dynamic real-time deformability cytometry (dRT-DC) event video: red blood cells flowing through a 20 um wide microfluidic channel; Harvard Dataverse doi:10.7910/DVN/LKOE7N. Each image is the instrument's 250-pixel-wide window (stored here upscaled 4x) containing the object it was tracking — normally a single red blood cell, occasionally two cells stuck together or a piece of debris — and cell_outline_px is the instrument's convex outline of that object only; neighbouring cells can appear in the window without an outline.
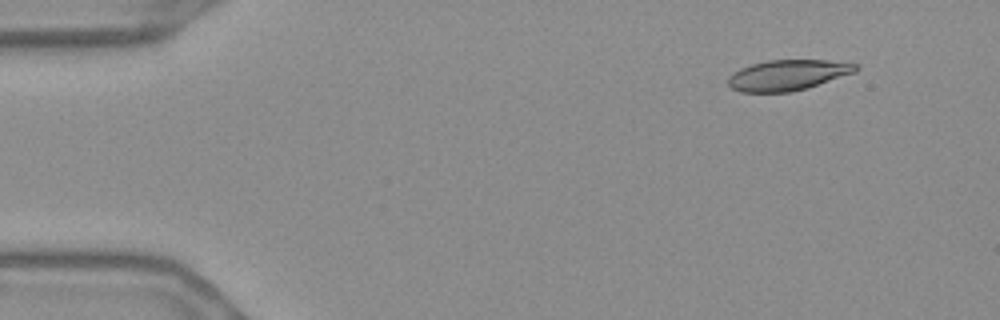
{"species": "Egyptian fruit bat (a non-hibernating species)", "species_latin": "Rousettus aegyptiacus", "temperature_condition": "warm", "stored_images_in_passage": 56, "camera_frame_rate_fps": 3000, "um_per_image_px": 0.085, "frame": {"image": 1, "passage_image": 6, "time_ms": 1.667, "image_size_px": [1000, 320], "cell_outline_px": [[860, 68], [856, 72], [808, 88], [792, 92], [740, 92], [732, 88], [728, 84], [728, 76], [732, 72], [740, 68], [752, 64], [768, 60], [828, 60], [860, 64]], "centroid_in_image_um": [66.98, 6.38], "position_along_channel_um": 18.0, "area_um2": 23.0}}
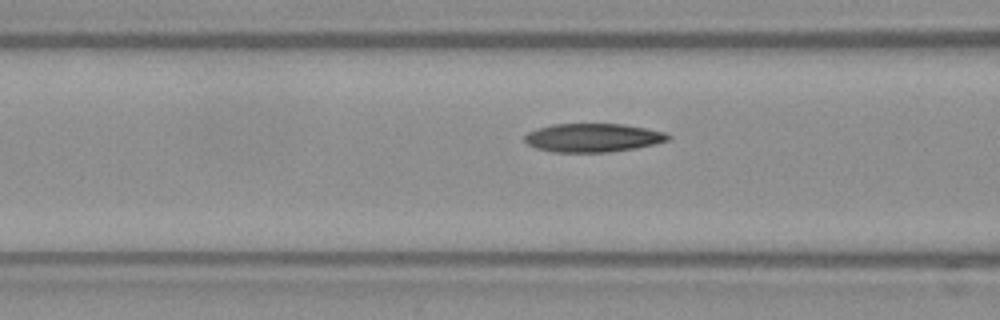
{"frame": {"image": 2, "passage_image": 22, "time_ms": 7.0, "image_size_px": [1000, 320], "cell_outline_px": [[672, 136], [668, 140], [656, 144], [636, 148], [608, 152], [552, 152], [536, 148], [528, 144], [524, 140], [524, 136], [528, 132], [536, 128], [552, 124], [624, 124], [664, 132]], "centroid_in_image_um": [50.38, 11.71], "position_along_channel_um": 116.2, "area_um2": 23.93}}
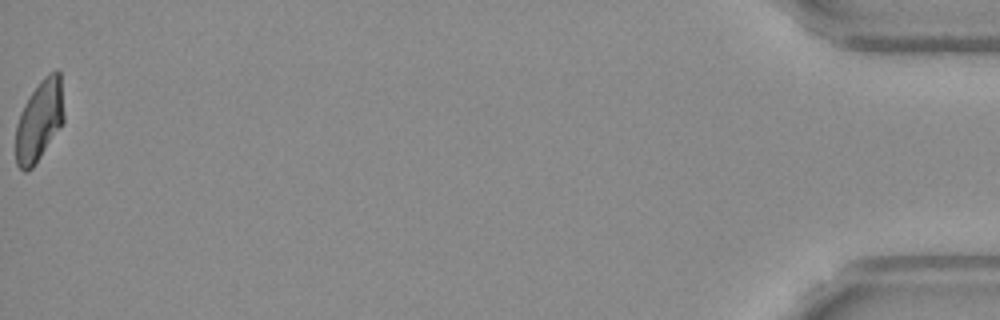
{"frame": {"image": 3, "passage_image": 56, "time_ms": 18.333, "image_size_px": [1000, 320], "cell_outline_px": [[64, 120], [36, 164], [28, 172], [24, 172], [16, 164], [16, 124], [20, 112], [28, 96], [40, 80], [48, 72], [56, 68], [60, 72], [64, 112]], "centroid_in_image_um": [3.34, 10.22], "position_along_channel_um": 431.9, "area_um2": 22.95}, "authors_computed_cell_mechanics": {"area_um2": 23.7558, "velocity_mm_per_s": 3.675, "shape_relaxation_time_tau1_ms": 10.6143, "shape_relaxation_time_tau2_ms": 3.8306, "deformation_change_tau1": 0.2618, "deformation_change_tau2": 0.0983}}